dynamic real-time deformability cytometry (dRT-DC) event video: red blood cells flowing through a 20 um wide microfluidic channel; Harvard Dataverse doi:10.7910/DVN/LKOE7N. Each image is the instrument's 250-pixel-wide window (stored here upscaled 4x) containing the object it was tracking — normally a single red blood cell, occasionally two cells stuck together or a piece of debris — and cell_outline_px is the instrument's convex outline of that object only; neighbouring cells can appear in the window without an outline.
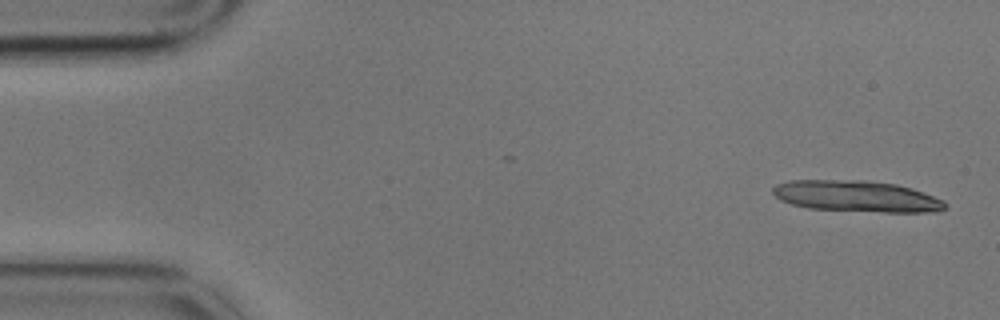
{"species": "common noctule bat (a hibernating species)", "species_latin": "Nyctalus noctula", "temperature_condition": "cold", "stored_images_in_passage": 4, "camera_frame_rate_fps": 3000, "um_per_image_px": 0.085, "animal": {"sex": "male", "body_mass_g": 17.9}, "frame": {"image": 1, "passage_image": 1, "time_ms": 0.0, "image_size_px": [1000, 320], "cell_outline_px": [[948, 208], [932, 212], [884, 212], [808, 208], [792, 204], [780, 200], [772, 192], [772, 188], [776, 184], [788, 180], [864, 180], [896, 184], [912, 188], [944, 200], [948, 204]], "centroid_in_image_um": [72.83, 16.68], "position_along_channel_um": 12.2, "area_um2": 31.5}}